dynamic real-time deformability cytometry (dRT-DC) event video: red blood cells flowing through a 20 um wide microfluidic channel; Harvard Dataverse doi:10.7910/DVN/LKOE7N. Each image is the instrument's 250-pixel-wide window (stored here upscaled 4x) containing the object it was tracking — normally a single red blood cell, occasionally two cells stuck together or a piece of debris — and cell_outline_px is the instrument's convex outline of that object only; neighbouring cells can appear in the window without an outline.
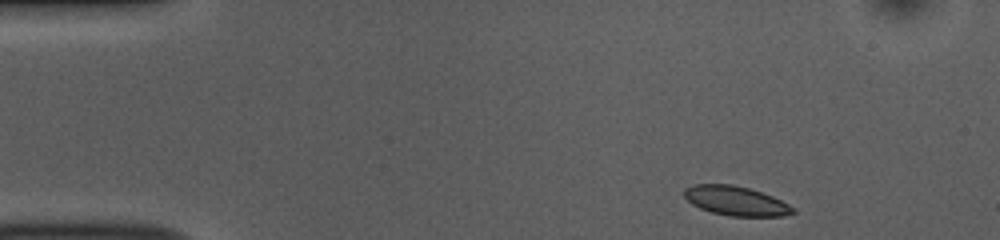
{"species": "common noctule bat (a hibernating species)", "species_latin": "Nyctalus noctula", "temperature_condition": "room temperature", "stored_images_in_passage": 47, "camera_frame_rate_fps": 3000, "um_per_image_px": 0.085, "animal": {"sex": "female", "body_mass_g": 10.0, "forearm_length_mm": 53.1}, "frame": {"image": 1, "passage_image": 1, "time_ms": 0.0, "image_size_px": [1000, 240], "cell_outline_px": [[796, 212], [784, 216], [728, 216], [712, 212], [700, 208], [692, 204], [684, 196], [684, 188], [692, 184], [732, 184], [748, 188], [772, 196], [796, 208]], "centroid_in_image_um": [62.54, 17.07], "position_along_channel_um": 22.5, "area_um2": 18.61}}
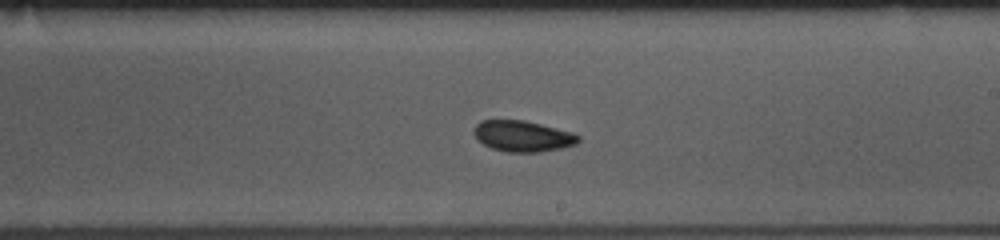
{"frame": {"image": 2, "passage_image": 25, "time_ms": 8.0, "image_size_px": [1000, 240], "cell_outline_px": [[580, 140], [576, 144], [560, 148], [540, 152], [508, 152], [492, 148], [484, 144], [472, 132], [476, 124], [480, 120], [524, 120], [572, 132], [580, 136]], "centroid_in_image_um": [44.43, 11.57], "position_along_channel_um": 244.6, "area_um2": 18.73}}
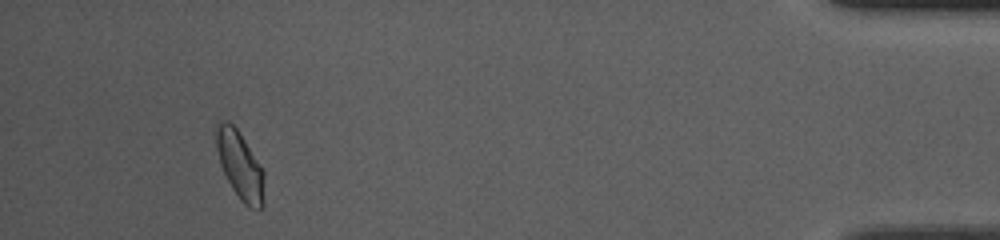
{"frame": {"image": 3, "passage_image": 44, "time_ms": 14.333, "image_size_px": [1000, 240], "cell_outline_px": [[264, 204], [260, 208], [248, 208], [240, 200], [232, 188], [220, 164], [216, 148], [216, 120], [228, 120], [236, 128], [260, 164], [264, 172]], "centroid_in_image_um": [20.39, 14.05], "position_along_channel_um": 414.8, "area_um2": 19.02}, "authors_computed_cell_mechanics": {"area_um2": 18.6116, "velocity_mm_per_s": 3.7134, "shape_relaxation_time_tau1_ms": 3.8507, "shape_relaxation_time_tau2_ms": 2.9545, "deformation_change_tau1": 0.0743, "deformation_change_tau2": 0.0463}}